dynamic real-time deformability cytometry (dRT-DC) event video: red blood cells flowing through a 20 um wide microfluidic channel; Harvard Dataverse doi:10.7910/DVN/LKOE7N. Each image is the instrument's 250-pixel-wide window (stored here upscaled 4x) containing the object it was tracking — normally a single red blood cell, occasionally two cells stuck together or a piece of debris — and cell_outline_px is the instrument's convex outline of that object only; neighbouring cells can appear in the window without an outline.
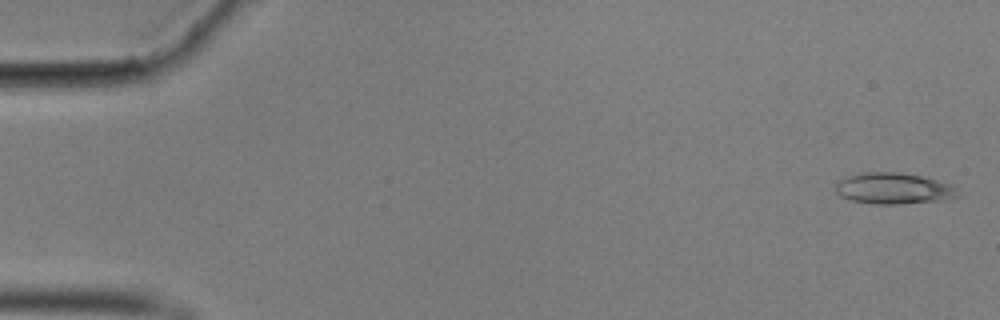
{"species": "common noctule bat (a hibernating species)", "species_latin": "Nyctalus noctula", "temperature_condition": "cold", "stored_images_in_passage": 18, "camera_frame_rate_fps": 3000, "um_per_image_px": 0.085, "animal": {"sex": "male", "body_mass_g": 17.9}, "frame": {"image": 1, "passage_image": 2, "time_ms": 0.333, "image_size_px": [1000, 320], "cell_outline_px": [[960, 196], [948, 200], [900, 204], [872, 204], [848, 200], [840, 196], [836, 192], [836, 184], [840, 180], [848, 176], [864, 172], [896, 172], [920, 176], [952, 184], [956, 188]], "centroid_in_image_um": [75.98, 16.04], "position_along_channel_um": 9.0, "area_um2": 22.43}}
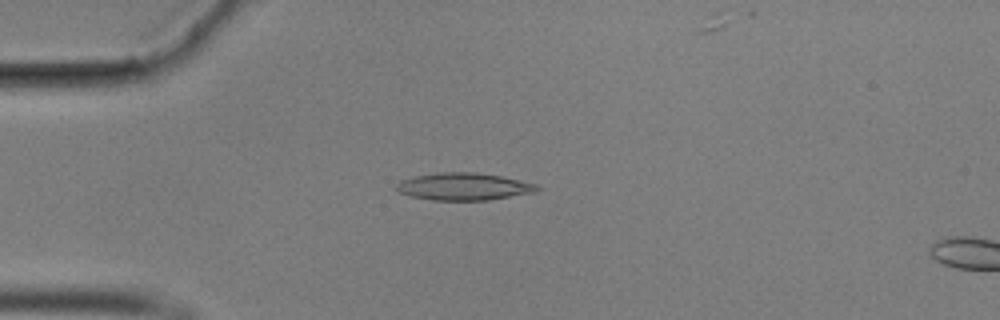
{"frame": {"image": 2, "passage_image": 15, "time_ms": 4.667, "image_size_px": [1000, 320], "cell_outline_px": [[544, 188], [536, 192], [488, 200], [432, 200], [412, 196], [396, 192], [396, 184], [400, 180], [416, 176], [436, 172], [476, 172], [500, 176], [536, 184]], "centroid_in_image_um": [39.42, 15.85], "position_along_channel_um": 45.6, "area_um2": 22.48}}